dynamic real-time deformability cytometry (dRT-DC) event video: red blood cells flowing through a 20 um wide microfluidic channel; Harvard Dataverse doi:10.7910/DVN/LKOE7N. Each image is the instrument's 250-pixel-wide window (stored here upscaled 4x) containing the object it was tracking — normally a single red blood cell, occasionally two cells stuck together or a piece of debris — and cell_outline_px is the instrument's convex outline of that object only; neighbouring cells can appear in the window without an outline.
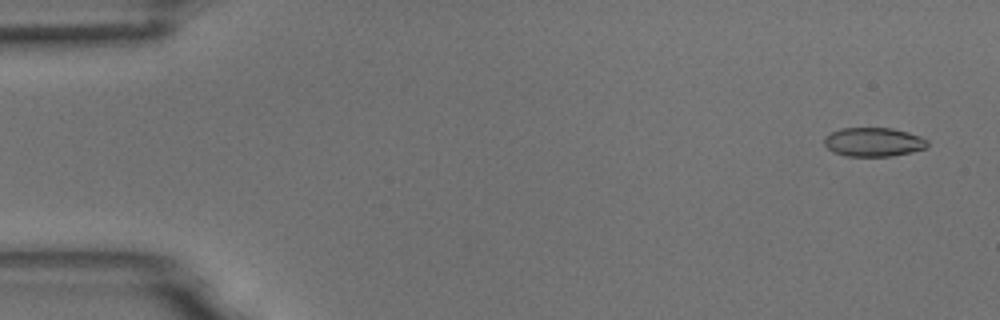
{"species": "common noctule bat (a hibernating species)", "species_latin": "Nyctalus noctula", "temperature_condition": "room temperature", "stored_images_in_passage": 55, "camera_frame_rate_fps": 3000, "um_per_image_px": 0.085, "animal": {"sex": "male", "body_mass_g": 18.8}, "frame": {"image": 1, "passage_image": 3, "time_ms": 0.667, "image_size_px": [1000, 320], "cell_outline_px": [[928, 144], [924, 148], [912, 152], [892, 156], [848, 156], [832, 152], [824, 144], [824, 136], [840, 128], [892, 128], [908, 132], [920, 136], [928, 140]], "centroid_in_image_um": [74.23, 12.07], "position_along_channel_um": 10.8, "area_um2": 17.46}}
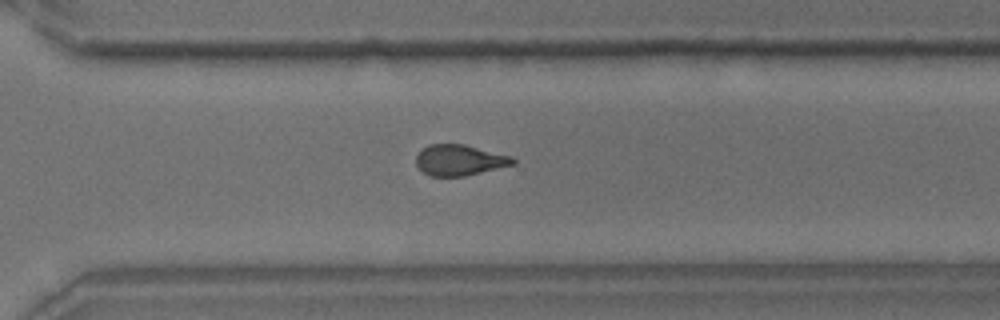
{"frame": {"image": 2, "passage_image": 39, "time_ms": 12.667, "image_size_px": [1000, 320], "cell_outline_px": [[516, 164], [464, 176], [428, 176], [416, 164], [416, 156], [428, 144], [464, 144], [512, 156], [516, 160]], "centroid_in_image_um": [39.08, 13.61], "position_along_channel_um": 331.5, "area_um2": 17.34}}
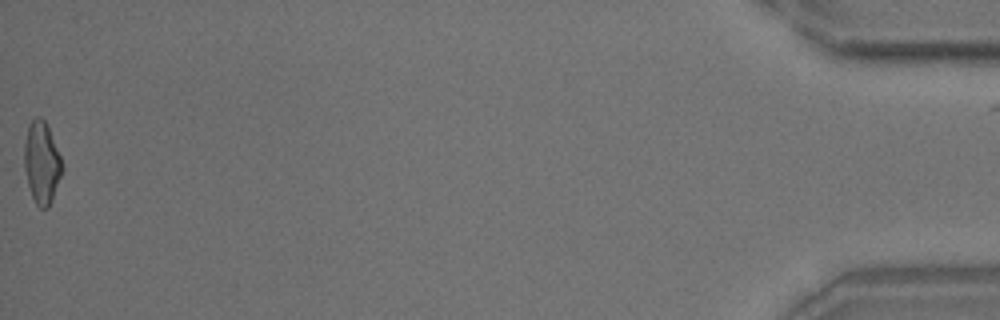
{"frame": {"image": 3, "passage_image": 55, "time_ms": 18.0, "image_size_px": [1000, 320], "cell_outline_px": [[64, 168], [52, 200], [48, 208], [40, 208], [36, 204], [32, 196], [28, 184], [24, 168], [24, 144], [28, 124], [36, 116], [40, 116], [48, 124], [60, 156]], "centroid_in_image_um": [3.55, 13.8], "position_along_channel_um": 431.7, "area_um2": 18.26}, "authors_computed_cell_mechanics": {"area_um2": 17.918, "velocity_mm_per_s": 3.7245, "shape_relaxation_time_tau1_ms": 4.8162, "shape_relaxation_time_tau2_ms": 1.8851, "deformation_change_tau1": 0.163, "deformation_change_tau2": 0.0904}}